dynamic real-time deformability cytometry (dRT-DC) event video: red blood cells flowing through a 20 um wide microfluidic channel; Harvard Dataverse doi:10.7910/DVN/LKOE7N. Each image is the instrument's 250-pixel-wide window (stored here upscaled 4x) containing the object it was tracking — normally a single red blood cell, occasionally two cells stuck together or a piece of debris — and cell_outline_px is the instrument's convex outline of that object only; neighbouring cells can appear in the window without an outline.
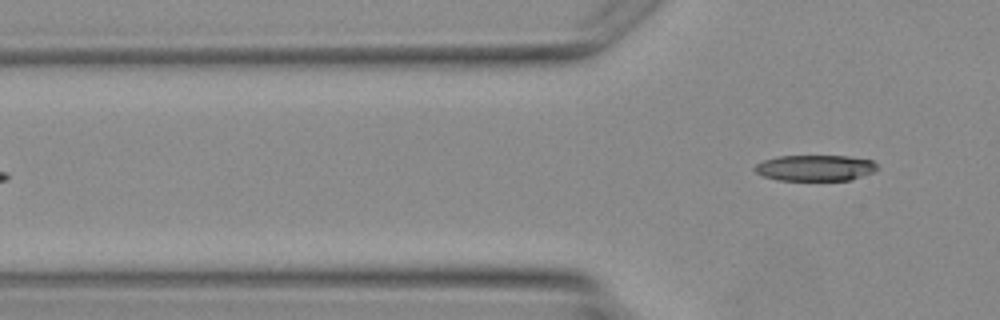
{"species": "Egyptian fruit bat (a non-hibernating species)", "species_latin": "Rousettus aegyptiacus", "temperature_condition": "warm", "stored_images_in_passage": 4, "camera_frame_rate_fps": 3000, "um_per_image_px": 0.085, "animal": {"sex": "female"}, "frame": {"image": 1, "passage_image": 4, "time_ms": 3.667, "image_size_px": [1000, 320], "cell_outline_px": [[880, 168], [872, 172], [848, 180], [780, 180], [764, 176], [756, 172], [752, 168], [756, 164], [764, 160], [776, 156], [848, 156], [872, 160]], "centroid_in_image_um": [69.27, 14.26], "position_along_channel_um": 56.5, "area_um2": 18.44}}